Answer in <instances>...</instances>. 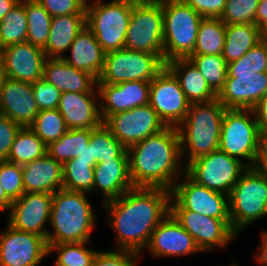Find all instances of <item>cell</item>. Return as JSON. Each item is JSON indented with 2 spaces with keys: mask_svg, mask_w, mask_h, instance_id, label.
<instances>
[{
  "mask_svg": "<svg viewBox=\"0 0 267 266\" xmlns=\"http://www.w3.org/2000/svg\"><path fill=\"white\" fill-rule=\"evenodd\" d=\"M164 20L160 0H132L125 48L164 55Z\"/></svg>",
  "mask_w": 267,
  "mask_h": 266,
  "instance_id": "obj_11",
  "label": "cell"
},
{
  "mask_svg": "<svg viewBox=\"0 0 267 266\" xmlns=\"http://www.w3.org/2000/svg\"><path fill=\"white\" fill-rule=\"evenodd\" d=\"M6 228L0 234V266H37L49 254L44 237Z\"/></svg>",
  "mask_w": 267,
  "mask_h": 266,
  "instance_id": "obj_17",
  "label": "cell"
},
{
  "mask_svg": "<svg viewBox=\"0 0 267 266\" xmlns=\"http://www.w3.org/2000/svg\"><path fill=\"white\" fill-rule=\"evenodd\" d=\"M260 42L267 45V24L259 28Z\"/></svg>",
  "mask_w": 267,
  "mask_h": 266,
  "instance_id": "obj_55",
  "label": "cell"
},
{
  "mask_svg": "<svg viewBox=\"0 0 267 266\" xmlns=\"http://www.w3.org/2000/svg\"><path fill=\"white\" fill-rule=\"evenodd\" d=\"M86 26V14L55 16L51 19L50 32L43 51L47 58H63L65 51Z\"/></svg>",
  "mask_w": 267,
  "mask_h": 266,
  "instance_id": "obj_28",
  "label": "cell"
},
{
  "mask_svg": "<svg viewBox=\"0 0 267 266\" xmlns=\"http://www.w3.org/2000/svg\"><path fill=\"white\" fill-rule=\"evenodd\" d=\"M225 38L222 56L230 63L260 42L259 27L256 24L226 25Z\"/></svg>",
  "mask_w": 267,
  "mask_h": 266,
  "instance_id": "obj_30",
  "label": "cell"
},
{
  "mask_svg": "<svg viewBox=\"0 0 267 266\" xmlns=\"http://www.w3.org/2000/svg\"><path fill=\"white\" fill-rule=\"evenodd\" d=\"M166 67L164 55L131 49H120L105 53L104 67L97 84H119L126 81L152 79Z\"/></svg>",
  "mask_w": 267,
  "mask_h": 266,
  "instance_id": "obj_10",
  "label": "cell"
},
{
  "mask_svg": "<svg viewBox=\"0 0 267 266\" xmlns=\"http://www.w3.org/2000/svg\"><path fill=\"white\" fill-rule=\"evenodd\" d=\"M17 3L18 2L15 0H0V21L17 5Z\"/></svg>",
  "mask_w": 267,
  "mask_h": 266,
  "instance_id": "obj_53",
  "label": "cell"
},
{
  "mask_svg": "<svg viewBox=\"0 0 267 266\" xmlns=\"http://www.w3.org/2000/svg\"><path fill=\"white\" fill-rule=\"evenodd\" d=\"M30 128L47 146L69 130L58 109L40 110Z\"/></svg>",
  "mask_w": 267,
  "mask_h": 266,
  "instance_id": "obj_38",
  "label": "cell"
},
{
  "mask_svg": "<svg viewBox=\"0 0 267 266\" xmlns=\"http://www.w3.org/2000/svg\"><path fill=\"white\" fill-rule=\"evenodd\" d=\"M25 192L55 193L63 188V164L48 154L22 165Z\"/></svg>",
  "mask_w": 267,
  "mask_h": 266,
  "instance_id": "obj_26",
  "label": "cell"
},
{
  "mask_svg": "<svg viewBox=\"0 0 267 266\" xmlns=\"http://www.w3.org/2000/svg\"><path fill=\"white\" fill-rule=\"evenodd\" d=\"M262 244L258 247L259 253L256 255V260L261 264V266H267V231L261 233Z\"/></svg>",
  "mask_w": 267,
  "mask_h": 266,
  "instance_id": "obj_51",
  "label": "cell"
},
{
  "mask_svg": "<svg viewBox=\"0 0 267 266\" xmlns=\"http://www.w3.org/2000/svg\"><path fill=\"white\" fill-rule=\"evenodd\" d=\"M97 90L93 89L89 93H61L57 109L68 129H96L103 124L100 101L96 99L99 98Z\"/></svg>",
  "mask_w": 267,
  "mask_h": 266,
  "instance_id": "obj_23",
  "label": "cell"
},
{
  "mask_svg": "<svg viewBox=\"0 0 267 266\" xmlns=\"http://www.w3.org/2000/svg\"><path fill=\"white\" fill-rule=\"evenodd\" d=\"M166 67L179 80L181 89L190 103L209 102L217 98V94L189 59L169 61Z\"/></svg>",
  "mask_w": 267,
  "mask_h": 266,
  "instance_id": "obj_29",
  "label": "cell"
},
{
  "mask_svg": "<svg viewBox=\"0 0 267 266\" xmlns=\"http://www.w3.org/2000/svg\"><path fill=\"white\" fill-rule=\"evenodd\" d=\"M139 253L127 250L98 251L92 266H137Z\"/></svg>",
  "mask_w": 267,
  "mask_h": 266,
  "instance_id": "obj_44",
  "label": "cell"
},
{
  "mask_svg": "<svg viewBox=\"0 0 267 266\" xmlns=\"http://www.w3.org/2000/svg\"><path fill=\"white\" fill-rule=\"evenodd\" d=\"M103 124L126 149L167 127L149 103L115 113Z\"/></svg>",
  "mask_w": 267,
  "mask_h": 266,
  "instance_id": "obj_15",
  "label": "cell"
},
{
  "mask_svg": "<svg viewBox=\"0 0 267 266\" xmlns=\"http://www.w3.org/2000/svg\"><path fill=\"white\" fill-rule=\"evenodd\" d=\"M225 32L226 24L220 18H203L192 55H222Z\"/></svg>",
  "mask_w": 267,
  "mask_h": 266,
  "instance_id": "obj_31",
  "label": "cell"
},
{
  "mask_svg": "<svg viewBox=\"0 0 267 266\" xmlns=\"http://www.w3.org/2000/svg\"><path fill=\"white\" fill-rule=\"evenodd\" d=\"M28 20L27 42L43 49L48 40L52 16L37 0H25Z\"/></svg>",
  "mask_w": 267,
  "mask_h": 266,
  "instance_id": "obj_35",
  "label": "cell"
},
{
  "mask_svg": "<svg viewBox=\"0 0 267 266\" xmlns=\"http://www.w3.org/2000/svg\"><path fill=\"white\" fill-rule=\"evenodd\" d=\"M52 16L85 14L87 0H37Z\"/></svg>",
  "mask_w": 267,
  "mask_h": 266,
  "instance_id": "obj_45",
  "label": "cell"
},
{
  "mask_svg": "<svg viewBox=\"0 0 267 266\" xmlns=\"http://www.w3.org/2000/svg\"><path fill=\"white\" fill-rule=\"evenodd\" d=\"M133 187L127 149L118 158L95 165L93 193L99 189L105 199L103 203L119 198Z\"/></svg>",
  "mask_w": 267,
  "mask_h": 266,
  "instance_id": "obj_24",
  "label": "cell"
},
{
  "mask_svg": "<svg viewBox=\"0 0 267 266\" xmlns=\"http://www.w3.org/2000/svg\"><path fill=\"white\" fill-rule=\"evenodd\" d=\"M198 12L203 18H220L224 9L226 0H183Z\"/></svg>",
  "mask_w": 267,
  "mask_h": 266,
  "instance_id": "obj_47",
  "label": "cell"
},
{
  "mask_svg": "<svg viewBox=\"0 0 267 266\" xmlns=\"http://www.w3.org/2000/svg\"><path fill=\"white\" fill-rule=\"evenodd\" d=\"M226 108L214 99L209 102L191 103L185 119L177 126L181 155L193 160L219 149L221 124Z\"/></svg>",
  "mask_w": 267,
  "mask_h": 266,
  "instance_id": "obj_5",
  "label": "cell"
},
{
  "mask_svg": "<svg viewBox=\"0 0 267 266\" xmlns=\"http://www.w3.org/2000/svg\"><path fill=\"white\" fill-rule=\"evenodd\" d=\"M255 24L260 28L267 24V0H260L255 15Z\"/></svg>",
  "mask_w": 267,
  "mask_h": 266,
  "instance_id": "obj_50",
  "label": "cell"
},
{
  "mask_svg": "<svg viewBox=\"0 0 267 266\" xmlns=\"http://www.w3.org/2000/svg\"><path fill=\"white\" fill-rule=\"evenodd\" d=\"M253 167L267 178V135H264L261 139L257 159Z\"/></svg>",
  "mask_w": 267,
  "mask_h": 266,
  "instance_id": "obj_49",
  "label": "cell"
},
{
  "mask_svg": "<svg viewBox=\"0 0 267 266\" xmlns=\"http://www.w3.org/2000/svg\"><path fill=\"white\" fill-rule=\"evenodd\" d=\"M183 175L185 181H177L171 189L170 209H186L212 218L230 219L228 195L198 184L186 172Z\"/></svg>",
  "mask_w": 267,
  "mask_h": 266,
  "instance_id": "obj_13",
  "label": "cell"
},
{
  "mask_svg": "<svg viewBox=\"0 0 267 266\" xmlns=\"http://www.w3.org/2000/svg\"><path fill=\"white\" fill-rule=\"evenodd\" d=\"M263 136L253 109H226L221 124L219 150L241 162L245 159L244 164L253 167Z\"/></svg>",
  "mask_w": 267,
  "mask_h": 266,
  "instance_id": "obj_8",
  "label": "cell"
},
{
  "mask_svg": "<svg viewBox=\"0 0 267 266\" xmlns=\"http://www.w3.org/2000/svg\"><path fill=\"white\" fill-rule=\"evenodd\" d=\"M260 132L267 135V93L260 102L253 108Z\"/></svg>",
  "mask_w": 267,
  "mask_h": 266,
  "instance_id": "obj_48",
  "label": "cell"
},
{
  "mask_svg": "<svg viewBox=\"0 0 267 266\" xmlns=\"http://www.w3.org/2000/svg\"><path fill=\"white\" fill-rule=\"evenodd\" d=\"M6 78L7 77H6L5 71H4L2 64L0 62V97H1V90L3 88V84H4V81Z\"/></svg>",
  "mask_w": 267,
  "mask_h": 266,
  "instance_id": "obj_56",
  "label": "cell"
},
{
  "mask_svg": "<svg viewBox=\"0 0 267 266\" xmlns=\"http://www.w3.org/2000/svg\"><path fill=\"white\" fill-rule=\"evenodd\" d=\"M21 126L0 114V160H6Z\"/></svg>",
  "mask_w": 267,
  "mask_h": 266,
  "instance_id": "obj_46",
  "label": "cell"
},
{
  "mask_svg": "<svg viewBox=\"0 0 267 266\" xmlns=\"http://www.w3.org/2000/svg\"><path fill=\"white\" fill-rule=\"evenodd\" d=\"M12 200L6 195L4 189L0 184V212H4L5 210H10V206L12 205Z\"/></svg>",
  "mask_w": 267,
  "mask_h": 266,
  "instance_id": "obj_54",
  "label": "cell"
},
{
  "mask_svg": "<svg viewBox=\"0 0 267 266\" xmlns=\"http://www.w3.org/2000/svg\"><path fill=\"white\" fill-rule=\"evenodd\" d=\"M132 12V0L86 2V26L107 53L125 48L126 33Z\"/></svg>",
  "mask_w": 267,
  "mask_h": 266,
  "instance_id": "obj_7",
  "label": "cell"
},
{
  "mask_svg": "<svg viewBox=\"0 0 267 266\" xmlns=\"http://www.w3.org/2000/svg\"><path fill=\"white\" fill-rule=\"evenodd\" d=\"M0 184L12 201L19 199L25 193L22 165L0 160Z\"/></svg>",
  "mask_w": 267,
  "mask_h": 266,
  "instance_id": "obj_42",
  "label": "cell"
},
{
  "mask_svg": "<svg viewBox=\"0 0 267 266\" xmlns=\"http://www.w3.org/2000/svg\"><path fill=\"white\" fill-rule=\"evenodd\" d=\"M46 59L43 49L27 41L0 50V62L6 77L18 81L32 83L43 78Z\"/></svg>",
  "mask_w": 267,
  "mask_h": 266,
  "instance_id": "obj_19",
  "label": "cell"
},
{
  "mask_svg": "<svg viewBox=\"0 0 267 266\" xmlns=\"http://www.w3.org/2000/svg\"><path fill=\"white\" fill-rule=\"evenodd\" d=\"M33 93L39 110L57 109L61 93L43 78L32 82Z\"/></svg>",
  "mask_w": 267,
  "mask_h": 266,
  "instance_id": "obj_43",
  "label": "cell"
},
{
  "mask_svg": "<svg viewBox=\"0 0 267 266\" xmlns=\"http://www.w3.org/2000/svg\"><path fill=\"white\" fill-rule=\"evenodd\" d=\"M201 72L210 88L218 94L228 76V63L222 55H191L188 58Z\"/></svg>",
  "mask_w": 267,
  "mask_h": 266,
  "instance_id": "obj_36",
  "label": "cell"
},
{
  "mask_svg": "<svg viewBox=\"0 0 267 266\" xmlns=\"http://www.w3.org/2000/svg\"><path fill=\"white\" fill-rule=\"evenodd\" d=\"M28 20L25 0L7 13L0 21V50L27 41Z\"/></svg>",
  "mask_w": 267,
  "mask_h": 266,
  "instance_id": "obj_34",
  "label": "cell"
},
{
  "mask_svg": "<svg viewBox=\"0 0 267 266\" xmlns=\"http://www.w3.org/2000/svg\"><path fill=\"white\" fill-rule=\"evenodd\" d=\"M88 145L92 146L93 158L97 162L118 158L126 150L104 124L92 131Z\"/></svg>",
  "mask_w": 267,
  "mask_h": 266,
  "instance_id": "obj_40",
  "label": "cell"
},
{
  "mask_svg": "<svg viewBox=\"0 0 267 266\" xmlns=\"http://www.w3.org/2000/svg\"><path fill=\"white\" fill-rule=\"evenodd\" d=\"M149 104L166 126L177 127L186 117L191 103L179 80L163 68L150 82Z\"/></svg>",
  "mask_w": 267,
  "mask_h": 266,
  "instance_id": "obj_14",
  "label": "cell"
},
{
  "mask_svg": "<svg viewBox=\"0 0 267 266\" xmlns=\"http://www.w3.org/2000/svg\"><path fill=\"white\" fill-rule=\"evenodd\" d=\"M15 1H17L18 3H22L24 0H15Z\"/></svg>",
  "mask_w": 267,
  "mask_h": 266,
  "instance_id": "obj_57",
  "label": "cell"
},
{
  "mask_svg": "<svg viewBox=\"0 0 267 266\" xmlns=\"http://www.w3.org/2000/svg\"><path fill=\"white\" fill-rule=\"evenodd\" d=\"M146 248L154 257L183 256L201 252L194 238L169 213L151 233Z\"/></svg>",
  "mask_w": 267,
  "mask_h": 266,
  "instance_id": "obj_21",
  "label": "cell"
},
{
  "mask_svg": "<svg viewBox=\"0 0 267 266\" xmlns=\"http://www.w3.org/2000/svg\"><path fill=\"white\" fill-rule=\"evenodd\" d=\"M267 93V45L258 42L228 63V76L217 99L226 109H253Z\"/></svg>",
  "mask_w": 267,
  "mask_h": 266,
  "instance_id": "obj_3",
  "label": "cell"
},
{
  "mask_svg": "<svg viewBox=\"0 0 267 266\" xmlns=\"http://www.w3.org/2000/svg\"><path fill=\"white\" fill-rule=\"evenodd\" d=\"M170 213L194 238L201 251L225 247L238 235L230 219L212 218L186 209H170Z\"/></svg>",
  "mask_w": 267,
  "mask_h": 266,
  "instance_id": "obj_16",
  "label": "cell"
},
{
  "mask_svg": "<svg viewBox=\"0 0 267 266\" xmlns=\"http://www.w3.org/2000/svg\"><path fill=\"white\" fill-rule=\"evenodd\" d=\"M68 51H71L70 57L62 58L68 65L98 79L104 67L105 52L87 26L76 36Z\"/></svg>",
  "mask_w": 267,
  "mask_h": 266,
  "instance_id": "obj_27",
  "label": "cell"
},
{
  "mask_svg": "<svg viewBox=\"0 0 267 266\" xmlns=\"http://www.w3.org/2000/svg\"><path fill=\"white\" fill-rule=\"evenodd\" d=\"M53 194L25 192L12 202L8 223L11 227L38 234L47 239L46 223L50 222Z\"/></svg>",
  "mask_w": 267,
  "mask_h": 266,
  "instance_id": "obj_18",
  "label": "cell"
},
{
  "mask_svg": "<svg viewBox=\"0 0 267 266\" xmlns=\"http://www.w3.org/2000/svg\"><path fill=\"white\" fill-rule=\"evenodd\" d=\"M88 242L48 245V253L58 252L55 266H92L96 250L85 247Z\"/></svg>",
  "mask_w": 267,
  "mask_h": 266,
  "instance_id": "obj_39",
  "label": "cell"
},
{
  "mask_svg": "<svg viewBox=\"0 0 267 266\" xmlns=\"http://www.w3.org/2000/svg\"><path fill=\"white\" fill-rule=\"evenodd\" d=\"M71 161H90V165H96L98 162L93 158L92 146L87 145L84 150L71 159Z\"/></svg>",
  "mask_w": 267,
  "mask_h": 266,
  "instance_id": "obj_52",
  "label": "cell"
},
{
  "mask_svg": "<svg viewBox=\"0 0 267 266\" xmlns=\"http://www.w3.org/2000/svg\"><path fill=\"white\" fill-rule=\"evenodd\" d=\"M94 167L90 161H66L63 164V189L93 193Z\"/></svg>",
  "mask_w": 267,
  "mask_h": 266,
  "instance_id": "obj_37",
  "label": "cell"
},
{
  "mask_svg": "<svg viewBox=\"0 0 267 266\" xmlns=\"http://www.w3.org/2000/svg\"><path fill=\"white\" fill-rule=\"evenodd\" d=\"M47 154V145L30 127H21L10 148L6 161L23 165Z\"/></svg>",
  "mask_w": 267,
  "mask_h": 266,
  "instance_id": "obj_32",
  "label": "cell"
},
{
  "mask_svg": "<svg viewBox=\"0 0 267 266\" xmlns=\"http://www.w3.org/2000/svg\"><path fill=\"white\" fill-rule=\"evenodd\" d=\"M95 215L86 193L60 189L53 193L47 245L89 242Z\"/></svg>",
  "mask_w": 267,
  "mask_h": 266,
  "instance_id": "obj_4",
  "label": "cell"
},
{
  "mask_svg": "<svg viewBox=\"0 0 267 266\" xmlns=\"http://www.w3.org/2000/svg\"><path fill=\"white\" fill-rule=\"evenodd\" d=\"M171 191L163 188L133 187L119 198L103 203L115 230L114 250L140 254L151 233L170 213ZM144 247V248H143Z\"/></svg>",
  "mask_w": 267,
  "mask_h": 266,
  "instance_id": "obj_1",
  "label": "cell"
},
{
  "mask_svg": "<svg viewBox=\"0 0 267 266\" xmlns=\"http://www.w3.org/2000/svg\"><path fill=\"white\" fill-rule=\"evenodd\" d=\"M97 87L103 122L115 113L149 103L150 82L126 81L119 84H97Z\"/></svg>",
  "mask_w": 267,
  "mask_h": 266,
  "instance_id": "obj_20",
  "label": "cell"
},
{
  "mask_svg": "<svg viewBox=\"0 0 267 266\" xmlns=\"http://www.w3.org/2000/svg\"><path fill=\"white\" fill-rule=\"evenodd\" d=\"M247 168L244 162L218 149L191 161L186 166V173L198 184L212 191L229 195Z\"/></svg>",
  "mask_w": 267,
  "mask_h": 266,
  "instance_id": "obj_12",
  "label": "cell"
},
{
  "mask_svg": "<svg viewBox=\"0 0 267 266\" xmlns=\"http://www.w3.org/2000/svg\"><path fill=\"white\" fill-rule=\"evenodd\" d=\"M127 151L129 174L134 187L171 191L177 179L186 172L177 127L167 126L128 147Z\"/></svg>",
  "mask_w": 267,
  "mask_h": 266,
  "instance_id": "obj_2",
  "label": "cell"
},
{
  "mask_svg": "<svg viewBox=\"0 0 267 266\" xmlns=\"http://www.w3.org/2000/svg\"><path fill=\"white\" fill-rule=\"evenodd\" d=\"M94 129H69L57 141L47 146V154L56 161L64 164L77 157L89 144Z\"/></svg>",
  "mask_w": 267,
  "mask_h": 266,
  "instance_id": "obj_33",
  "label": "cell"
},
{
  "mask_svg": "<svg viewBox=\"0 0 267 266\" xmlns=\"http://www.w3.org/2000/svg\"><path fill=\"white\" fill-rule=\"evenodd\" d=\"M164 20V62L188 59L203 17L183 0H160Z\"/></svg>",
  "mask_w": 267,
  "mask_h": 266,
  "instance_id": "obj_6",
  "label": "cell"
},
{
  "mask_svg": "<svg viewBox=\"0 0 267 266\" xmlns=\"http://www.w3.org/2000/svg\"><path fill=\"white\" fill-rule=\"evenodd\" d=\"M43 79L60 92L89 93L98 89L93 75L68 65L62 58L46 59Z\"/></svg>",
  "mask_w": 267,
  "mask_h": 266,
  "instance_id": "obj_25",
  "label": "cell"
},
{
  "mask_svg": "<svg viewBox=\"0 0 267 266\" xmlns=\"http://www.w3.org/2000/svg\"><path fill=\"white\" fill-rule=\"evenodd\" d=\"M260 0H226L220 19L226 24H255Z\"/></svg>",
  "mask_w": 267,
  "mask_h": 266,
  "instance_id": "obj_41",
  "label": "cell"
},
{
  "mask_svg": "<svg viewBox=\"0 0 267 266\" xmlns=\"http://www.w3.org/2000/svg\"><path fill=\"white\" fill-rule=\"evenodd\" d=\"M232 229L239 232L267 216V178L248 167L228 195Z\"/></svg>",
  "mask_w": 267,
  "mask_h": 266,
  "instance_id": "obj_9",
  "label": "cell"
},
{
  "mask_svg": "<svg viewBox=\"0 0 267 266\" xmlns=\"http://www.w3.org/2000/svg\"><path fill=\"white\" fill-rule=\"evenodd\" d=\"M39 111L31 83L5 79L1 90L0 114L21 127H30Z\"/></svg>",
  "mask_w": 267,
  "mask_h": 266,
  "instance_id": "obj_22",
  "label": "cell"
}]
</instances>
